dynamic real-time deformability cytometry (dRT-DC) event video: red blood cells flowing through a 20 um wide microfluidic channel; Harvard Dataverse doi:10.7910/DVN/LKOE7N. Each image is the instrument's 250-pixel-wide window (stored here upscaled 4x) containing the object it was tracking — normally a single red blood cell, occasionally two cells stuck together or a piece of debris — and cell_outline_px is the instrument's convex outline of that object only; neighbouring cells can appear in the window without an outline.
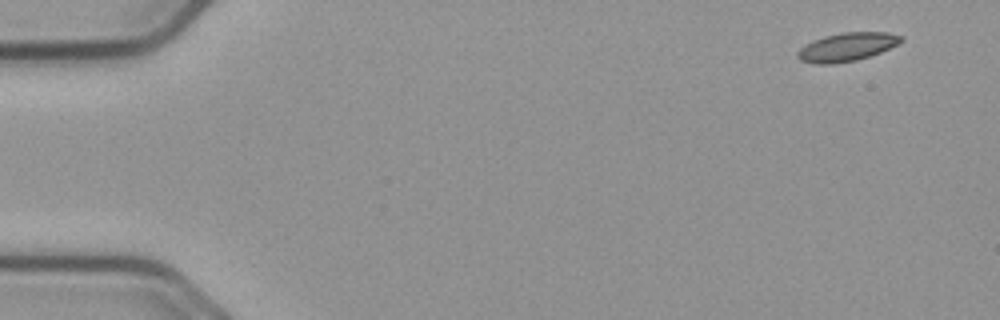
{"species": "common noctule bat (a hibernating species)", "species_latin": "Nyctalus noctula", "temperature_condition": "cold", "stored_images_in_passage": 15, "camera_frame_rate_fps": 3000, "um_per_image_px": 0.085, "animal": {"sex": "male", "body_mass_g": 23.1, "forearm_length_mm": 52.7}, "frame": {"image": 1, "passage_image": 1, "time_ms": 0.0, "image_size_px": [1000, 320], "cell_outline_px": [[904, 40], [880, 52], [856, 60], [832, 64], [812, 64], [800, 60], [796, 56], [796, 52], [800, 48], [824, 36], [844, 32], [888, 32], [904, 36]], "centroid_in_image_um": [71.98, 3.99], "position_along_channel_um": 13.0, "area_um2": 16.99}}
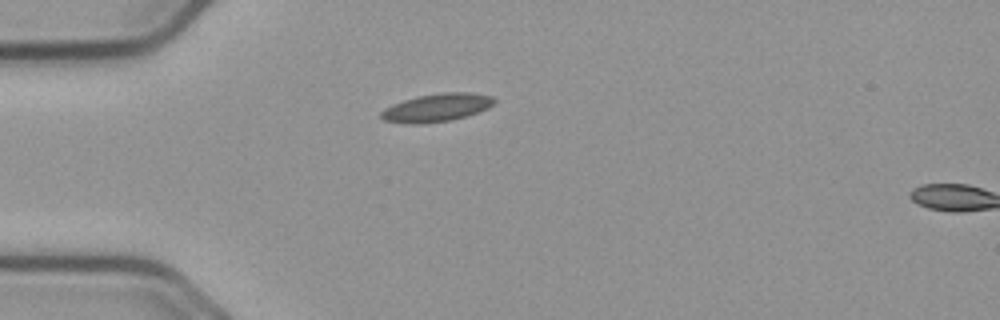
{"frame": {"image": 2, "passage_image": 13, "time_ms": 4.0, "image_size_px": [1000, 320], "cell_outline_px": [[496, 104], [488, 108], [452, 120], [424, 124], [408, 124], [384, 120], [380, 116], [380, 112], [384, 108], [392, 104], [404, 100], [420, 96], [444, 92], [468, 92], [492, 96], [496, 100]], "centroid_in_image_um": [37.12, 9.15], "position_along_channel_um": 47.9, "area_um2": 18.5}}